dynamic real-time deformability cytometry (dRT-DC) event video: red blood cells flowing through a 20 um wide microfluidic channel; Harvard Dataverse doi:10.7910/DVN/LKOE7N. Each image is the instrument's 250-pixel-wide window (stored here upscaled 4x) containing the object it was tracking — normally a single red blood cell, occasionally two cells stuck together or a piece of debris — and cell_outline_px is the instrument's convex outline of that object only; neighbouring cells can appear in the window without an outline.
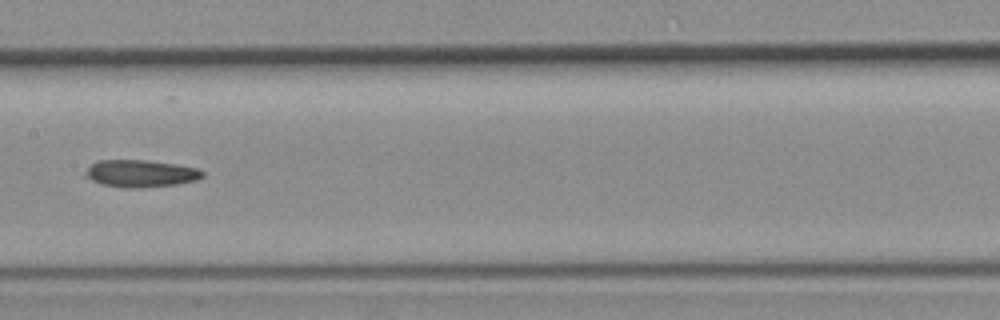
{"species": "common noctule bat (a hibernating species)", "species_latin": "Nyctalus noctula", "temperature_condition": "room temperature", "stored_images_in_passage": 32, "camera_frame_rate_fps": 3000, "um_per_image_px": 0.085, "animal": {"sex": "female", "body_mass_g": 19.3, "forearm_length_mm": 54.1}, "frame": {"image": 1, "passage_image": 10, "time_ms": 3.0, "image_size_px": [1000, 320], "cell_outline_px": [[204, 176], [200, 180], [176, 184], [140, 188], [128, 188], [100, 184], [84, 176], [84, 172], [96, 160], [148, 160], [176, 164], [196, 168], [204, 172]], "centroid_in_image_um": [11.96, 14.75], "position_along_channel_um": 195.4, "area_um2": 18.73}}
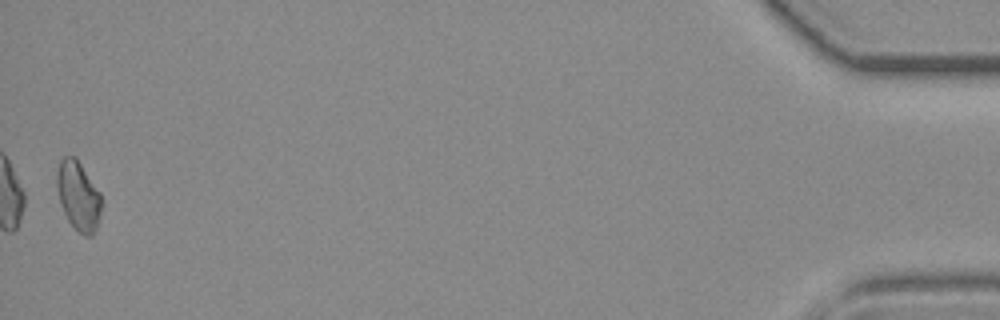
{"frame": {"image": 2, "passage_image": 32, "time_ms": 10.333, "image_size_px": [1000, 320], "cell_outline_px": [[100, 212], [96, 228], [92, 236], [84, 236], [68, 220], [60, 204], [56, 184], [56, 172], [60, 160], [64, 156], [76, 156], [100, 192]], "centroid_in_image_um": [6.63, 16.6], "position_along_channel_um": 428.6, "area_um2": 17.86}}